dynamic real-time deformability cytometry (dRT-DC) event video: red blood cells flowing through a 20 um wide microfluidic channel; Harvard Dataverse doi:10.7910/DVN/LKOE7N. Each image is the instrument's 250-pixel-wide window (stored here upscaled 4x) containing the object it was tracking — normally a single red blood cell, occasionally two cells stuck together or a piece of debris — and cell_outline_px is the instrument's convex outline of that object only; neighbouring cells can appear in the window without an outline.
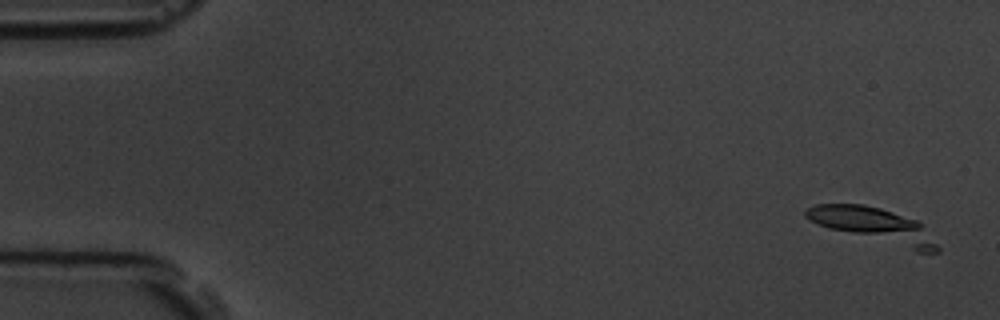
{"species": "common noctule bat (a hibernating species)", "species_latin": "Nyctalus noctula", "temperature_condition": "room temperature", "stored_images_in_passage": 5, "camera_frame_rate_fps": 3000, "um_per_image_px": 0.085, "animal": {"sex": "male", "body_mass_g": 19.5, "forearm_length_mm": 54.6}, "frame": {"image": 1, "passage_image": 1, "time_ms": 0.0, "image_size_px": [1000, 320], "cell_outline_px": [[940, 252], [916, 252], [828, 228], [804, 216], [804, 212], [808, 208], [816, 204], [864, 204], [880, 208], [916, 220], [920, 224], [940, 248]], "centroid_in_image_um": [74.28, 19.16], "position_along_channel_um": 10.7, "area_um2": 26.07}}